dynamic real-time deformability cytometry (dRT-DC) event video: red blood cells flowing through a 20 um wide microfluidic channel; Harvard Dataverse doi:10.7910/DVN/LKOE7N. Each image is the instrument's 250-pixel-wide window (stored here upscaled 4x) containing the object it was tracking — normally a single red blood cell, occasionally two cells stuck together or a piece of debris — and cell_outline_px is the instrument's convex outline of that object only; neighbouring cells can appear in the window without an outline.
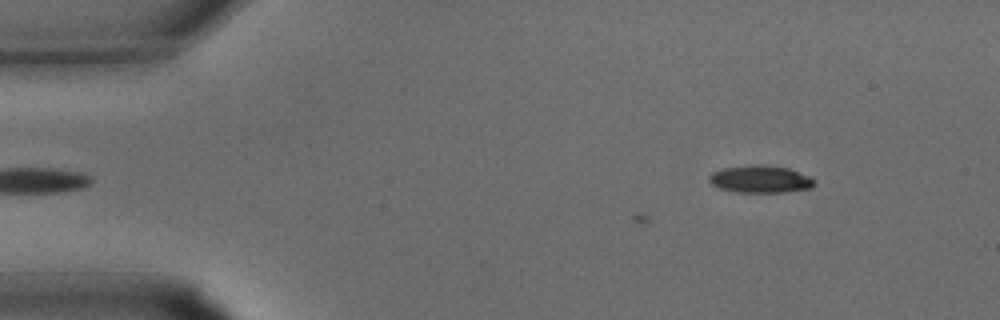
{"species": "common noctule bat (a hibernating species)", "species_latin": "Nyctalus noctula", "temperature_condition": "warm", "stored_images_in_passage": 4, "camera_frame_rate_fps": 3000, "um_per_image_px": 0.085, "animal": {"sex": "male", "body_mass_g": 15.6}, "frame": {"image": 1, "passage_image": 4, "time_ms": 1.0, "image_size_px": [1000, 320], "cell_outline_px": [[816, 184], [812, 188], [784, 192], [736, 192], [720, 188], [712, 184], [708, 180], [708, 176], [712, 172], [720, 168], [756, 164], [760, 164], [788, 168], [808, 176], [816, 180]], "centroid_in_image_um": [64.62, 15.22], "position_along_channel_um": 20.4, "area_um2": 16.88}}